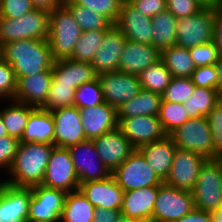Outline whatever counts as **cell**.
Returning <instances> with one entry per match:
<instances>
[{"label":"cell","instance_id":"1","mask_svg":"<svg viewBox=\"0 0 222 222\" xmlns=\"http://www.w3.org/2000/svg\"><path fill=\"white\" fill-rule=\"evenodd\" d=\"M0 57L13 67L16 78L52 69L55 61L47 39H23L6 43L0 47Z\"/></svg>","mask_w":222,"mask_h":222},{"label":"cell","instance_id":"2","mask_svg":"<svg viewBox=\"0 0 222 222\" xmlns=\"http://www.w3.org/2000/svg\"><path fill=\"white\" fill-rule=\"evenodd\" d=\"M54 144L20 142L6 182L16 187L31 188L42 185Z\"/></svg>","mask_w":222,"mask_h":222},{"label":"cell","instance_id":"3","mask_svg":"<svg viewBox=\"0 0 222 222\" xmlns=\"http://www.w3.org/2000/svg\"><path fill=\"white\" fill-rule=\"evenodd\" d=\"M82 32L71 12L64 5L50 11L47 40L53 59L70 58Z\"/></svg>","mask_w":222,"mask_h":222},{"label":"cell","instance_id":"4","mask_svg":"<svg viewBox=\"0 0 222 222\" xmlns=\"http://www.w3.org/2000/svg\"><path fill=\"white\" fill-rule=\"evenodd\" d=\"M49 34V11L35 8L20 18L0 17V47L23 39L45 40Z\"/></svg>","mask_w":222,"mask_h":222},{"label":"cell","instance_id":"5","mask_svg":"<svg viewBox=\"0 0 222 222\" xmlns=\"http://www.w3.org/2000/svg\"><path fill=\"white\" fill-rule=\"evenodd\" d=\"M191 192L195 209L213 212L222 207V163L219 158L205 161Z\"/></svg>","mask_w":222,"mask_h":222},{"label":"cell","instance_id":"6","mask_svg":"<svg viewBox=\"0 0 222 222\" xmlns=\"http://www.w3.org/2000/svg\"><path fill=\"white\" fill-rule=\"evenodd\" d=\"M215 4H207L198 13L177 19L176 45L192 48L214 40Z\"/></svg>","mask_w":222,"mask_h":222},{"label":"cell","instance_id":"7","mask_svg":"<svg viewBox=\"0 0 222 222\" xmlns=\"http://www.w3.org/2000/svg\"><path fill=\"white\" fill-rule=\"evenodd\" d=\"M177 149L199 153L214 159L211 128L207 117L190 118L169 135Z\"/></svg>","mask_w":222,"mask_h":222},{"label":"cell","instance_id":"8","mask_svg":"<svg viewBox=\"0 0 222 222\" xmlns=\"http://www.w3.org/2000/svg\"><path fill=\"white\" fill-rule=\"evenodd\" d=\"M193 209L191 191L177 189L163 182L158 186L152 222H175Z\"/></svg>","mask_w":222,"mask_h":222},{"label":"cell","instance_id":"9","mask_svg":"<svg viewBox=\"0 0 222 222\" xmlns=\"http://www.w3.org/2000/svg\"><path fill=\"white\" fill-rule=\"evenodd\" d=\"M112 176L124 192L142 187L159 186L163 183L138 149H135L132 154L112 172Z\"/></svg>","mask_w":222,"mask_h":222},{"label":"cell","instance_id":"10","mask_svg":"<svg viewBox=\"0 0 222 222\" xmlns=\"http://www.w3.org/2000/svg\"><path fill=\"white\" fill-rule=\"evenodd\" d=\"M42 185L48 188L61 189L67 193L79 189V180L67 148H53Z\"/></svg>","mask_w":222,"mask_h":222},{"label":"cell","instance_id":"11","mask_svg":"<svg viewBox=\"0 0 222 222\" xmlns=\"http://www.w3.org/2000/svg\"><path fill=\"white\" fill-rule=\"evenodd\" d=\"M79 184L103 180L112 175L109 168L100 159L93 140L87 139L68 148Z\"/></svg>","mask_w":222,"mask_h":222},{"label":"cell","instance_id":"12","mask_svg":"<svg viewBox=\"0 0 222 222\" xmlns=\"http://www.w3.org/2000/svg\"><path fill=\"white\" fill-rule=\"evenodd\" d=\"M31 191L27 219L61 222L67 192L43 185L31 187Z\"/></svg>","mask_w":222,"mask_h":222},{"label":"cell","instance_id":"13","mask_svg":"<svg viewBox=\"0 0 222 222\" xmlns=\"http://www.w3.org/2000/svg\"><path fill=\"white\" fill-rule=\"evenodd\" d=\"M207 158L199 153L177 149L164 183L181 190L192 191Z\"/></svg>","mask_w":222,"mask_h":222},{"label":"cell","instance_id":"14","mask_svg":"<svg viewBox=\"0 0 222 222\" xmlns=\"http://www.w3.org/2000/svg\"><path fill=\"white\" fill-rule=\"evenodd\" d=\"M54 119L53 144L69 148L86 139L81 123L80 109L76 106L60 108L51 112Z\"/></svg>","mask_w":222,"mask_h":222},{"label":"cell","instance_id":"15","mask_svg":"<svg viewBox=\"0 0 222 222\" xmlns=\"http://www.w3.org/2000/svg\"><path fill=\"white\" fill-rule=\"evenodd\" d=\"M106 103L118 108L141 90L138 76L123 72H109L97 76Z\"/></svg>","mask_w":222,"mask_h":222},{"label":"cell","instance_id":"16","mask_svg":"<svg viewBox=\"0 0 222 222\" xmlns=\"http://www.w3.org/2000/svg\"><path fill=\"white\" fill-rule=\"evenodd\" d=\"M118 128L136 149L167 136L158 116L118 118Z\"/></svg>","mask_w":222,"mask_h":222},{"label":"cell","instance_id":"17","mask_svg":"<svg viewBox=\"0 0 222 222\" xmlns=\"http://www.w3.org/2000/svg\"><path fill=\"white\" fill-rule=\"evenodd\" d=\"M102 162L113 172L136 149L119 128L92 139Z\"/></svg>","mask_w":222,"mask_h":222},{"label":"cell","instance_id":"18","mask_svg":"<svg viewBox=\"0 0 222 222\" xmlns=\"http://www.w3.org/2000/svg\"><path fill=\"white\" fill-rule=\"evenodd\" d=\"M115 26L127 40L152 45L153 26L151 18L138 12L127 0L122 3L120 16Z\"/></svg>","mask_w":222,"mask_h":222},{"label":"cell","instance_id":"19","mask_svg":"<svg viewBox=\"0 0 222 222\" xmlns=\"http://www.w3.org/2000/svg\"><path fill=\"white\" fill-rule=\"evenodd\" d=\"M126 40L124 33L115 25L106 31L101 46L91 62L97 75L118 71L120 55Z\"/></svg>","mask_w":222,"mask_h":222},{"label":"cell","instance_id":"20","mask_svg":"<svg viewBox=\"0 0 222 222\" xmlns=\"http://www.w3.org/2000/svg\"><path fill=\"white\" fill-rule=\"evenodd\" d=\"M79 190L95 208L120 211L124 190L112 175L103 180L82 183Z\"/></svg>","mask_w":222,"mask_h":222},{"label":"cell","instance_id":"21","mask_svg":"<svg viewBox=\"0 0 222 222\" xmlns=\"http://www.w3.org/2000/svg\"><path fill=\"white\" fill-rule=\"evenodd\" d=\"M160 58L161 51L153 45L126 40L120 55L118 71L138 76Z\"/></svg>","mask_w":222,"mask_h":222},{"label":"cell","instance_id":"22","mask_svg":"<svg viewBox=\"0 0 222 222\" xmlns=\"http://www.w3.org/2000/svg\"><path fill=\"white\" fill-rule=\"evenodd\" d=\"M52 83V69L41 73L17 78L16 92L13 101L42 108L46 102Z\"/></svg>","mask_w":222,"mask_h":222},{"label":"cell","instance_id":"23","mask_svg":"<svg viewBox=\"0 0 222 222\" xmlns=\"http://www.w3.org/2000/svg\"><path fill=\"white\" fill-rule=\"evenodd\" d=\"M81 123L86 139H94L118 128L117 108L104 102L80 108Z\"/></svg>","mask_w":222,"mask_h":222},{"label":"cell","instance_id":"24","mask_svg":"<svg viewBox=\"0 0 222 222\" xmlns=\"http://www.w3.org/2000/svg\"><path fill=\"white\" fill-rule=\"evenodd\" d=\"M31 197V188L7 183L0 195V222H25Z\"/></svg>","mask_w":222,"mask_h":222},{"label":"cell","instance_id":"25","mask_svg":"<svg viewBox=\"0 0 222 222\" xmlns=\"http://www.w3.org/2000/svg\"><path fill=\"white\" fill-rule=\"evenodd\" d=\"M157 194L158 186H148L126 191L123 194L120 211L131 219L152 222Z\"/></svg>","mask_w":222,"mask_h":222},{"label":"cell","instance_id":"26","mask_svg":"<svg viewBox=\"0 0 222 222\" xmlns=\"http://www.w3.org/2000/svg\"><path fill=\"white\" fill-rule=\"evenodd\" d=\"M176 148L173 139L167 135L159 141L140 146L138 150L156 175L164 182L169 174Z\"/></svg>","mask_w":222,"mask_h":222},{"label":"cell","instance_id":"27","mask_svg":"<svg viewBox=\"0 0 222 222\" xmlns=\"http://www.w3.org/2000/svg\"><path fill=\"white\" fill-rule=\"evenodd\" d=\"M91 63L72 60L71 58L55 60L52 67V79L55 82L73 84L77 89L81 84L97 78Z\"/></svg>","mask_w":222,"mask_h":222},{"label":"cell","instance_id":"28","mask_svg":"<svg viewBox=\"0 0 222 222\" xmlns=\"http://www.w3.org/2000/svg\"><path fill=\"white\" fill-rule=\"evenodd\" d=\"M54 119L51 112L35 108L28 117L20 142H37L53 144Z\"/></svg>","mask_w":222,"mask_h":222},{"label":"cell","instance_id":"29","mask_svg":"<svg viewBox=\"0 0 222 222\" xmlns=\"http://www.w3.org/2000/svg\"><path fill=\"white\" fill-rule=\"evenodd\" d=\"M162 95L152 91L141 90L136 96L117 108V118L133 116H158Z\"/></svg>","mask_w":222,"mask_h":222},{"label":"cell","instance_id":"30","mask_svg":"<svg viewBox=\"0 0 222 222\" xmlns=\"http://www.w3.org/2000/svg\"><path fill=\"white\" fill-rule=\"evenodd\" d=\"M95 207L78 189L67 193L61 222H92Z\"/></svg>","mask_w":222,"mask_h":222},{"label":"cell","instance_id":"31","mask_svg":"<svg viewBox=\"0 0 222 222\" xmlns=\"http://www.w3.org/2000/svg\"><path fill=\"white\" fill-rule=\"evenodd\" d=\"M153 43L160 51L176 45L177 18L167 9L155 15L152 19Z\"/></svg>","mask_w":222,"mask_h":222},{"label":"cell","instance_id":"32","mask_svg":"<svg viewBox=\"0 0 222 222\" xmlns=\"http://www.w3.org/2000/svg\"><path fill=\"white\" fill-rule=\"evenodd\" d=\"M222 99L219 91L195 86L192 95L183 103L189 118L206 117Z\"/></svg>","mask_w":222,"mask_h":222},{"label":"cell","instance_id":"33","mask_svg":"<svg viewBox=\"0 0 222 222\" xmlns=\"http://www.w3.org/2000/svg\"><path fill=\"white\" fill-rule=\"evenodd\" d=\"M160 60L170 71L172 77H191L196 69L188 49L179 45L162 50Z\"/></svg>","mask_w":222,"mask_h":222},{"label":"cell","instance_id":"34","mask_svg":"<svg viewBox=\"0 0 222 222\" xmlns=\"http://www.w3.org/2000/svg\"><path fill=\"white\" fill-rule=\"evenodd\" d=\"M10 101V105L7 104L3 109L0 108L1 116L7 134L21 140L28 117L35 107L13 100Z\"/></svg>","mask_w":222,"mask_h":222},{"label":"cell","instance_id":"35","mask_svg":"<svg viewBox=\"0 0 222 222\" xmlns=\"http://www.w3.org/2000/svg\"><path fill=\"white\" fill-rule=\"evenodd\" d=\"M63 5L71 12L76 23L83 32L93 30H108L113 24L103 15L94 10L77 5L70 0H64Z\"/></svg>","mask_w":222,"mask_h":222},{"label":"cell","instance_id":"36","mask_svg":"<svg viewBox=\"0 0 222 222\" xmlns=\"http://www.w3.org/2000/svg\"><path fill=\"white\" fill-rule=\"evenodd\" d=\"M142 90L162 95L170 84L172 75L161 60L138 75Z\"/></svg>","mask_w":222,"mask_h":222},{"label":"cell","instance_id":"37","mask_svg":"<svg viewBox=\"0 0 222 222\" xmlns=\"http://www.w3.org/2000/svg\"><path fill=\"white\" fill-rule=\"evenodd\" d=\"M106 31L93 30L82 32L70 58L75 61L91 63L101 46Z\"/></svg>","mask_w":222,"mask_h":222},{"label":"cell","instance_id":"38","mask_svg":"<svg viewBox=\"0 0 222 222\" xmlns=\"http://www.w3.org/2000/svg\"><path fill=\"white\" fill-rule=\"evenodd\" d=\"M158 117L167 135H170L190 119L183 103L170 101H161Z\"/></svg>","mask_w":222,"mask_h":222},{"label":"cell","instance_id":"39","mask_svg":"<svg viewBox=\"0 0 222 222\" xmlns=\"http://www.w3.org/2000/svg\"><path fill=\"white\" fill-rule=\"evenodd\" d=\"M75 90L73 84L55 82L52 79L51 87L42 109L52 112L60 108L74 106Z\"/></svg>","mask_w":222,"mask_h":222},{"label":"cell","instance_id":"40","mask_svg":"<svg viewBox=\"0 0 222 222\" xmlns=\"http://www.w3.org/2000/svg\"><path fill=\"white\" fill-rule=\"evenodd\" d=\"M103 92L98 78L81 84L75 90L74 106L89 108L104 103Z\"/></svg>","mask_w":222,"mask_h":222},{"label":"cell","instance_id":"41","mask_svg":"<svg viewBox=\"0 0 222 222\" xmlns=\"http://www.w3.org/2000/svg\"><path fill=\"white\" fill-rule=\"evenodd\" d=\"M71 2L94 10L107 18L113 25L119 19L124 0H70Z\"/></svg>","mask_w":222,"mask_h":222},{"label":"cell","instance_id":"42","mask_svg":"<svg viewBox=\"0 0 222 222\" xmlns=\"http://www.w3.org/2000/svg\"><path fill=\"white\" fill-rule=\"evenodd\" d=\"M194 88L191 77H172L162 94V101L184 103L192 95Z\"/></svg>","mask_w":222,"mask_h":222},{"label":"cell","instance_id":"43","mask_svg":"<svg viewBox=\"0 0 222 222\" xmlns=\"http://www.w3.org/2000/svg\"><path fill=\"white\" fill-rule=\"evenodd\" d=\"M190 57L196 67L214 65L220 58L215 41L200 44L188 49Z\"/></svg>","mask_w":222,"mask_h":222},{"label":"cell","instance_id":"44","mask_svg":"<svg viewBox=\"0 0 222 222\" xmlns=\"http://www.w3.org/2000/svg\"><path fill=\"white\" fill-rule=\"evenodd\" d=\"M17 78L13 67L0 57V98L1 100L14 99Z\"/></svg>","mask_w":222,"mask_h":222},{"label":"cell","instance_id":"45","mask_svg":"<svg viewBox=\"0 0 222 222\" xmlns=\"http://www.w3.org/2000/svg\"><path fill=\"white\" fill-rule=\"evenodd\" d=\"M211 128L214 159L222 155V99L206 116Z\"/></svg>","mask_w":222,"mask_h":222},{"label":"cell","instance_id":"46","mask_svg":"<svg viewBox=\"0 0 222 222\" xmlns=\"http://www.w3.org/2000/svg\"><path fill=\"white\" fill-rule=\"evenodd\" d=\"M166 9L177 19L198 13L207 3L203 0H166Z\"/></svg>","mask_w":222,"mask_h":222},{"label":"cell","instance_id":"47","mask_svg":"<svg viewBox=\"0 0 222 222\" xmlns=\"http://www.w3.org/2000/svg\"><path fill=\"white\" fill-rule=\"evenodd\" d=\"M19 144L20 140L15 137L9 135L0 137V168L7 170V173L13 165Z\"/></svg>","mask_w":222,"mask_h":222},{"label":"cell","instance_id":"48","mask_svg":"<svg viewBox=\"0 0 222 222\" xmlns=\"http://www.w3.org/2000/svg\"><path fill=\"white\" fill-rule=\"evenodd\" d=\"M35 9L31 0H1L0 17L20 18L23 14Z\"/></svg>","mask_w":222,"mask_h":222},{"label":"cell","instance_id":"49","mask_svg":"<svg viewBox=\"0 0 222 222\" xmlns=\"http://www.w3.org/2000/svg\"><path fill=\"white\" fill-rule=\"evenodd\" d=\"M191 79L197 87L217 89V70L215 65L196 67Z\"/></svg>","mask_w":222,"mask_h":222},{"label":"cell","instance_id":"50","mask_svg":"<svg viewBox=\"0 0 222 222\" xmlns=\"http://www.w3.org/2000/svg\"><path fill=\"white\" fill-rule=\"evenodd\" d=\"M138 12L149 18L166 10V0H127Z\"/></svg>","mask_w":222,"mask_h":222},{"label":"cell","instance_id":"51","mask_svg":"<svg viewBox=\"0 0 222 222\" xmlns=\"http://www.w3.org/2000/svg\"><path fill=\"white\" fill-rule=\"evenodd\" d=\"M214 41L219 55L222 56V5H215Z\"/></svg>","mask_w":222,"mask_h":222},{"label":"cell","instance_id":"52","mask_svg":"<svg viewBox=\"0 0 222 222\" xmlns=\"http://www.w3.org/2000/svg\"><path fill=\"white\" fill-rule=\"evenodd\" d=\"M175 222H213L211 212L193 209L189 214Z\"/></svg>","mask_w":222,"mask_h":222},{"label":"cell","instance_id":"53","mask_svg":"<svg viewBox=\"0 0 222 222\" xmlns=\"http://www.w3.org/2000/svg\"><path fill=\"white\" fill-rule=\"evenodd\" d=\"M120 213L119 210L95 208L92 222H115Z\"/></svg>","mask_w":222,"mask_h":222},{"label":"cell","instance_id":"54","mask_svg":"<svg viewBox=\"0 0 222 222\" xmlns=\"http://www.w3.org/2000/svg\"><path fill=\"white\" fill-rule=\"evenodd\" d=\"M35 8L53 11L63 5L64 0H31Z\"/></svg>","mask_w":222,"mask_h":222},{"label":"cell","instance_id":"55","mask_svg":"<svg viewBox=\"0 0 222 222\" xmlns=\"http://www.w3.org/2000/svg\"><path fill=\"white\" fill-rule=\"evenodd\" d=\"M214 65L217 70V90L222 96V56H220V58Z\"/></svg>","mask_w":222,"mask_h":222},{"label":"cell","instance_id":"56","mask_svg":"<svg viewBox=\"0 0 222 222\" xmlns=\"http://www.w3.org/2000/svg\"><path fill=\"white\" fill-rule=\"evenodd\" d=\"M213 222H222V207L211 212Z\"/></svg>","mask_w":222,"mask_h":222},{"label":"cell","instance_id":"57","mask_svg":"<svg viewBox=\"0 0 222 222\" xmlns=\"http://www.w3.org/2000/svg\"><path fill=\"white\" fill-rule=\"evenodd\" d=\"M115 222H142L140 220L131 219L124 214L120 213Z\"/></svg>","mask_w":222,"mask_h":222},{"label":"cell","instance_id":"58","mask_svg":"<svg viewBox=\"0 0 222 222\" xmlns=\"http://www.w3.org/2000/svg\"><path fill=\"white\" fill-rule=\"evenodd\" d=\"M8 135L0 112V137Z\"/></svg>","mask_w":222,"mask_h":222},{"label":"cell","instance_id":"59","mask_svg":"<svg viewBox=\"0 0 222 222\" xmlns=\"http://www.w3.org/2000/svg\"><path fill=\"white\" fill-rule=\"evenodd\" d=\"M7 184L6 180L3 181V179L0 181V195L2 193V190L4 188V186Z\"/></svg>","mask_w":222,"mask_h":222},{"label":"cell","instance_id":"60","mask_svg":"<svg viewBox=\"0 0 222 222\" xmlns=\"http://www.w3.org/2000/svg\"><path fill=\"white\" fill-rule=\"evenodd\" d=\"M25 222H49V221L27 219Z\"/></svg>","mask_w":222,"mask_h":222},{"label":"cell","instance_id":"61","mask_svg":"<svg viewBox=\"0 0 222 222\" xmlns=\"http://www.w3.org/2000/svg\"><path fill=\"white\" fill-rule=\"evenodd\" d=\"M213 4L222 5V0H213Z\"/></svg>","mask_w":222,"mask_h":222},{"label":"cell","instance_id":"62","mask_svg":"<svg viewBox=\"0 0 222 222\" xmlns=\"http://www.w3.org/2000/svg\"><path fill=\"white\" fill-rule=\"evenodd\" d=\"M207 4H213V0H203Z\"/></svg>","mask_w":222,"mask_h":222},{"label":"cell","instance_id":"63","mask_svg":"<svg viewBox=\"0 0 222 222\" xmlns=\"http://www.w3.org/2000/svg\"><path fill=\"white\" fill-rule=\"evenodd\" d=\"M218 158L220 159V161H221V163H222V155H221V156H219Z\"/></svg>","mask_w":222,"mask_h":222}]
</instances>
